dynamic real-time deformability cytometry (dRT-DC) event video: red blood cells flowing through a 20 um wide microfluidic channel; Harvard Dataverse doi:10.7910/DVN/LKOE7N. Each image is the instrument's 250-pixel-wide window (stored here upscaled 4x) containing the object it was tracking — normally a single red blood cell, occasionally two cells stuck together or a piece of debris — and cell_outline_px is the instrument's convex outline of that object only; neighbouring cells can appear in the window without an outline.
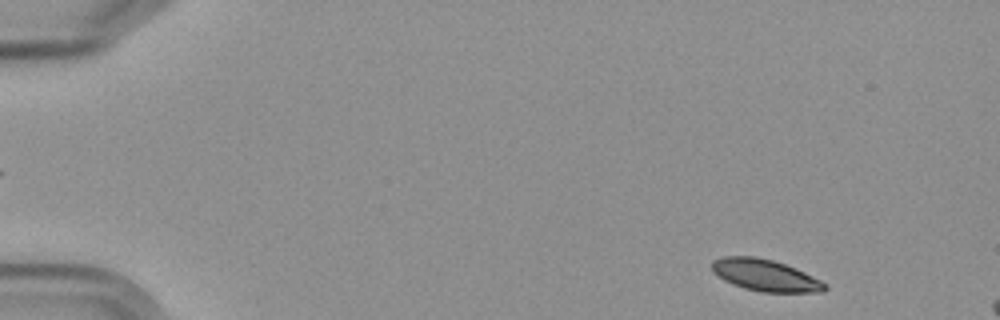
{"species": "Egyptian fruit bat (a non-hibernating species)", "species_latin": "Rousettus aegyptiacus", "temperature_condition": "cold", "stored_images_in_passage": 6, "camera_frame_rate_fps": 3000, "um_per_image_px": 0.085, "frame": {"image": 1, "passage_image": 6, "time_ms": 6.667, "image_size_px": [1000, 320], "cell_outline_px": [[828, 288], [824, 292], [760, 292], [744, 288], [732, 284], [724, 280], [712, 272], [712, 260], [724, 256], [756, 256], [772, 260], [796, 268], [828, 284]], "centroid_in_image_um": [65.04, 23.4], "position_along_channel_um": 20.0, "area_um2": 20.98}}